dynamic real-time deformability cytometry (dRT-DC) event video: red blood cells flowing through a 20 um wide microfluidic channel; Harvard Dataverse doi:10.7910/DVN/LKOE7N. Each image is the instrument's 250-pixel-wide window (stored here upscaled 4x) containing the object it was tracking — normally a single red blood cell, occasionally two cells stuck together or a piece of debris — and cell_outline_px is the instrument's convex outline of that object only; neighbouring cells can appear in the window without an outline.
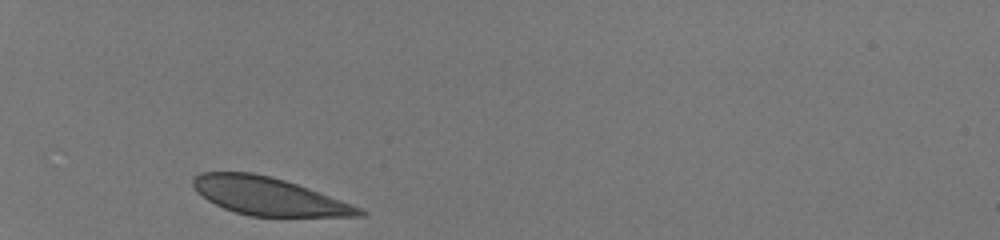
{"species": "human", "species_latin": "Homo sapiens", "temperature_condition": "room temperature", "stored_images_in_passage": 29, "camera_frame_rate_fps": 3000, "um_per_image_px": 0.085, "donor": {"sex": "male"}, "frame": {"image": 1, "passage_image": 1, "time_ms": 0.0, "image_size_px": [1000, 240], "cell_outline_px": [[368, 212], [364, 216], [252, 216], [236, 212], [224, 208], [208, 200], [192, 184], [192, 180], [200, 172], [252, 172], [284, 180], [308, 188], [360, 208]], "centroid_in_image_um": [22.83, 16.68], "position_along_channel_um": 62.2, "area_um2": 35.78}}
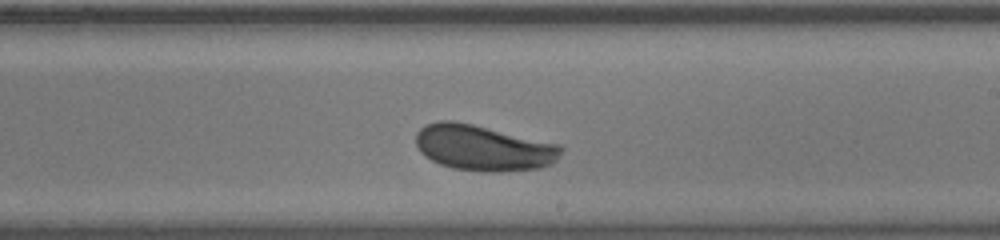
{"frame": {"image": 2, "passage_image": 17, "time_ms": 5.333, "image_size_px": [1000, 240], "cell_outline_px": [[560, 152], [556, 160], [552, 164], [540, 168], [500, 172], [480, 172], [452, 168], [440, 164], [432, 160], [420, 152], [416, 144], [416, 132], [420, 128], [428, 124], [440, 120], [452, 120], [472, 124], [560, 144]], "centroid_in_image_um": [41.06, 12.58], "position_along_channel_um": 247.9, "area_um2": 38.67}}
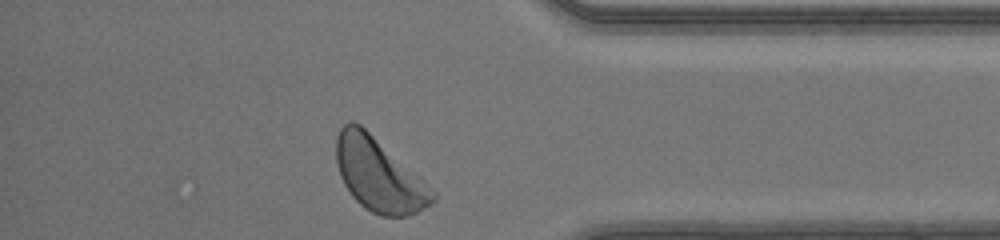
{"frame": {"image": 3, "passage_image": 29, "time_ms": 9.333, "image_size_px": [1000, 240], "cell_outline_px": [[436, 200], [432, 204], [408, 216], [380, 216], [364, 208], [352, 196], [344, 184], [340, 176], [336, 160], [336, 140], [340, 128], [344, 124], [352, 120], [360, 124], [436, 192]], "centroid_in_image_um": [32.19, 14.88], "position_along_channel_um": 403.0, "area_um2": 40.63}, "authors_computed_cell_mechanics": {"area_um2": 37.6856, "velocity_mm_per_s": 4.0772, "shape_relaxation_time_tau1_ms": 2.3122, "shape_relaxation_time_tau2_ms": null, "deformation_change_tau1": 0.0953, "deformation_change_tau2": null}}